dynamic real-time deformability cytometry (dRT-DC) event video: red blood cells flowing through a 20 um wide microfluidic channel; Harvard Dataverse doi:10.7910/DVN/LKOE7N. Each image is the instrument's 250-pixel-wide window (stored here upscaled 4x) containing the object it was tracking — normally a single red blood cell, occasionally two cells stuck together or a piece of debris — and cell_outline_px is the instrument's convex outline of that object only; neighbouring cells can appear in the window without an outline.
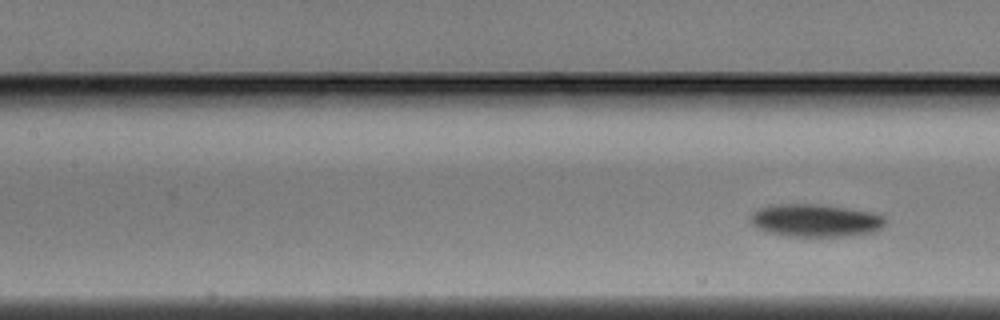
{"species": "Egyptian fruit bat (a non-hibernating species)", "species_latin": "Rousettus aegyptiacus", "temperature_condition": "warm", "stored_images_in_passage": 6, "segment_of_instrument_passage": [2, 2], "camera_frame_rate_fps": 3000, "um_per_image_px": 0.085, "animal": {"sex": "male"}, "frame": {"image": 1, "passage_image": 6, "time_ms": 1.667, "image_size_px": [1000, 320], "cell_outline_px": [[884, 224], [880, 228], [872, 232], [848, 236], [788, 236], [768, 232], [756, 228], [752, 224], [752, 212], [760, 208], [772, 204], [824, 204], [848, 208], [868, 212], [884, 216]], "centroid_in_image_um": [69.28, 18.73], "position_along_channel_um": 138.1, "area_um2": 25.55}}